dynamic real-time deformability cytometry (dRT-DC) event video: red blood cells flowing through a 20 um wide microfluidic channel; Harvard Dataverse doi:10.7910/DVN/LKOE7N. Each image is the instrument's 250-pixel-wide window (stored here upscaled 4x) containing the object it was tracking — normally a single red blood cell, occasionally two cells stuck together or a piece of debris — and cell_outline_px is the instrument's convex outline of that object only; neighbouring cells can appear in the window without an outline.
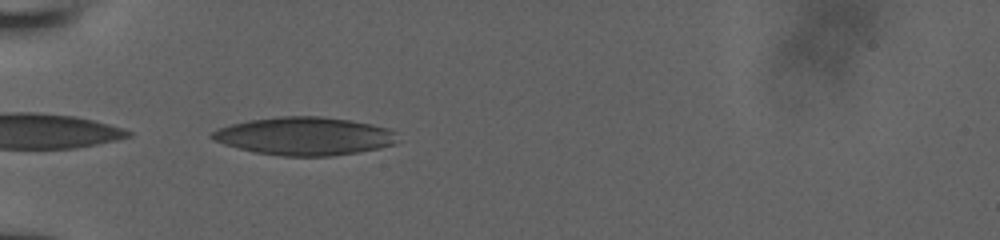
{"species": "human", "species_latin": "Homo sapiens", "temperature_condition": "room temperature", "stored_images_in_passage": 5, "camera_frame_rate_fps": 3000, "um_per_image_px": 0.085, "donor": {"sex": "male"}, "frame": {"image": 1, "passage_image": 1, "time_ms": 0.0, "image_size_px": [1000, 240], "cell_outline_px": [[396, 144], [380, 148], [332, 156], [284, 156], [256, 152], [224, 144], [212, 140], [208, 136], [208, 132], [232, 124], [248, 120], [276, 116], [320, 116], [352, 120], [372, 124], [388, 128], [396, 132]], "centroid_in_image_um": [25.87, 11.56], "position_along_channel_um": 59.1, "area_um2": 41.33}}
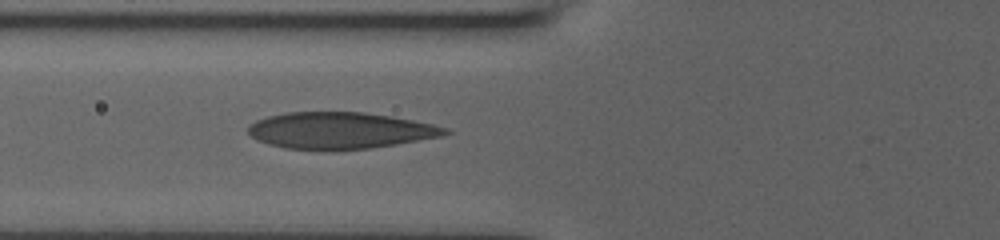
{"frame": {"image": 2, "passage_image": 4, "time_ms": 1.333, "image_size_px": [1000, 240], "cell_outline_px": [[452, 132], [440, 136], [396, 144], [372, 148], [328, 152], [324, 152], [284, 148], [268, 144], [256, 140], [248, 132], [248, 124], [256, 120], [268, 116], [288, 112], [364, 112], [392, 116], [432, 124], [448, 128]], "centroid_in_image_um": [28.86, 11.12], "position_along_channel_um": 96.9, "area_um2": 42.6}}